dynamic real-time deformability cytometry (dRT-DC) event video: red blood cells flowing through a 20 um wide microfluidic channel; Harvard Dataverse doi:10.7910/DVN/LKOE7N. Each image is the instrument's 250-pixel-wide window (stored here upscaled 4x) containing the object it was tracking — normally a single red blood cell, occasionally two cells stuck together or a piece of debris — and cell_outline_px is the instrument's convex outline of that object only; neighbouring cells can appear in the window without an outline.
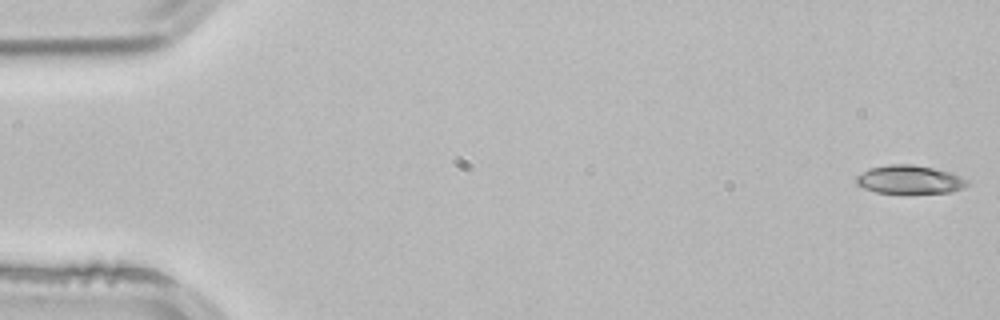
{"species": "common noctule bat (a hibernating species)", "species_latin": "Nyctalus noctula", "temperature_condition": "room temperature", "stored_images_in_passage": 4, "camera_frame_rate_fps": 3000, "um_per_image_px": 0.085, "animal": {"sex": "male", "body_mass_g": 21.5, "forearm_length_mm": 52.0}, "frame": {"image": 1, "passage_image": 1, "time_ms": 0.0, "image_size_px": [1000, 320], "cell_outline_px": [[968, 184], [964, 188], [952, 192], [876, 192], [864, 188], [856, 184], [856, 176], [872, 168], [888, 164], [912, 164], [952, 172], [968, 180]], "centroid_in_image_um": [77.35, 15.25], "position_along_channel_um": 7.7, "area_um2": 18.09}}
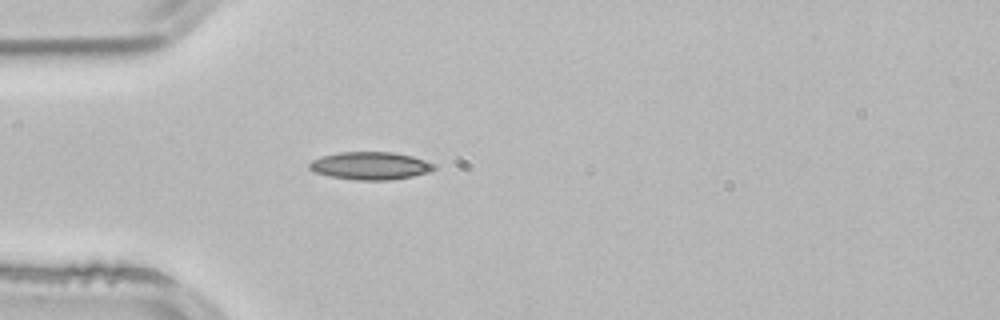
{"frame": {"image": 2, "passage_image": 4, "time_ms": 1.0, "image_size_px": [1000, 320], "cell_outline_px": [[436, 168], [428, 172], [412, 176], [392, 180], [356, 180], [328, 176], [316, 172], [308, 168], [308, 164], [312, 160], [320, 156], [340, 152], [392, 152], [412, 156], [436, 164]], "centroid_in_image_um": [31.46, 14.09], "position_along_channel_um": 53.5, "area_um2": 20.23}}